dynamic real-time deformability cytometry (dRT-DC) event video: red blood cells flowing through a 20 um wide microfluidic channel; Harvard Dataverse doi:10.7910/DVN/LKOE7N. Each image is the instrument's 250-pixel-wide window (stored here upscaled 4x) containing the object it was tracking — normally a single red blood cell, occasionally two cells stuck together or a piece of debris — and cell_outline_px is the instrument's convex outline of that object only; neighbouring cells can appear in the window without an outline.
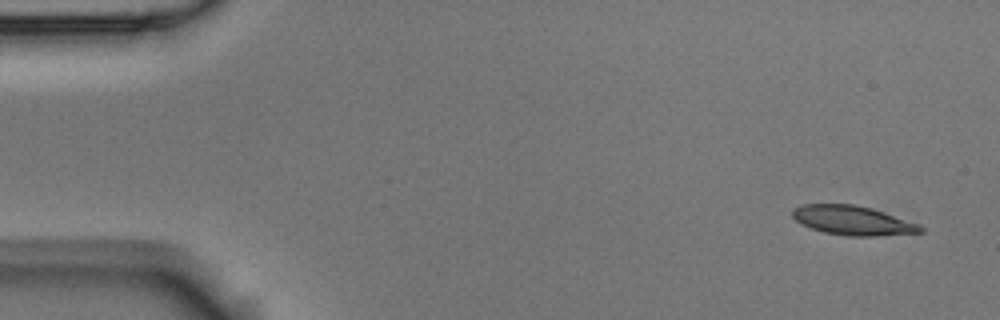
{"species": "Egyptian fruit bat (a non-hibernating species)", "species_latin": "Rousettus aegyptiacus", "temperature_condition": "room temperature", "stored_images_in_passage": 13, "camera_frame_rate_fps": 3000, "um_per_image_px": 0.085, "animal": {"sex": "male"}, "frame": {"image": 1, "passage_image": 1, "time_ms": 0.0, "image_size_px": [1000, 320], "cell_outline_px": [[924, 232], [876, 236], [848, 236], [824, 232], [800, 224], [792, 216], [792, 208], [804, 204], [852, 204], [872, 208], [920, 224], [924, 228]], "centroid_in_image_um": [72.49, 18.74], "position_along_channel_um": 12.5, "area_um2": 21.91}}
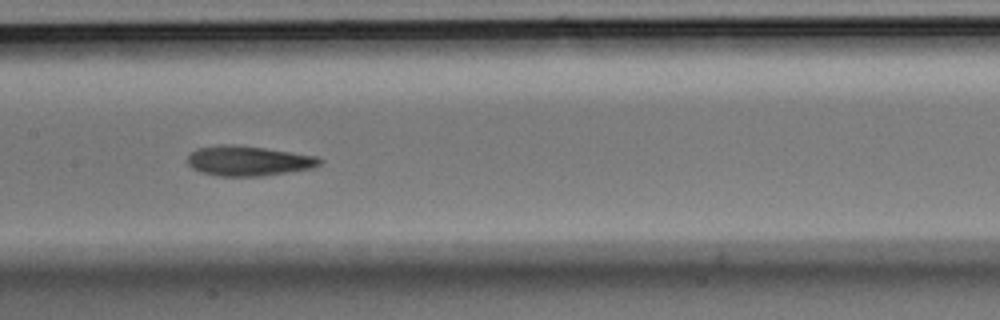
{"frame": {"image": 2, "passage_image": 7, "time_ms": 2.0, "image_size_px": [1000, 320], "cell_outline_px": [[324, 160], [320, 164], [312, 168], [260, 176], [220, 176], [200, 172], [192, 168], [188, 164], [188, 156], [196, 148], [220, 144], [232, 144], [264, 148], [320, 156]], "centroid_in_image_um": [21.12, 13.66], "position_along_channel_um": 186.3, "area_um2": 23.12}}
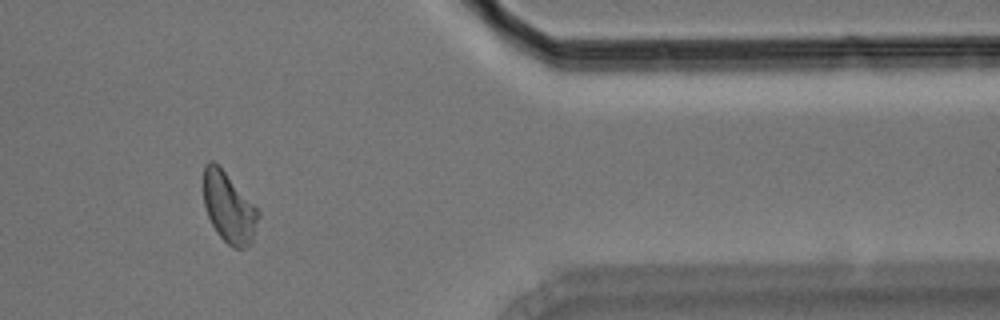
{"frame": {"image": 3, "passage_image": 12, "time_ms": 3.667, "image_size_px": [1000, 320], "cell_outline_px": [[260, 216], [252, 244], [244, 248], [232, 248], [216, 232], [208, 216], [204, 204], [204, 164], [208, 160], [212, 160], [224, 172], [260, 212]], "centroid_in_image_um": [19.46, 17.7], "position_along_channel_um": 391.9, "area_um2": 22.14}}